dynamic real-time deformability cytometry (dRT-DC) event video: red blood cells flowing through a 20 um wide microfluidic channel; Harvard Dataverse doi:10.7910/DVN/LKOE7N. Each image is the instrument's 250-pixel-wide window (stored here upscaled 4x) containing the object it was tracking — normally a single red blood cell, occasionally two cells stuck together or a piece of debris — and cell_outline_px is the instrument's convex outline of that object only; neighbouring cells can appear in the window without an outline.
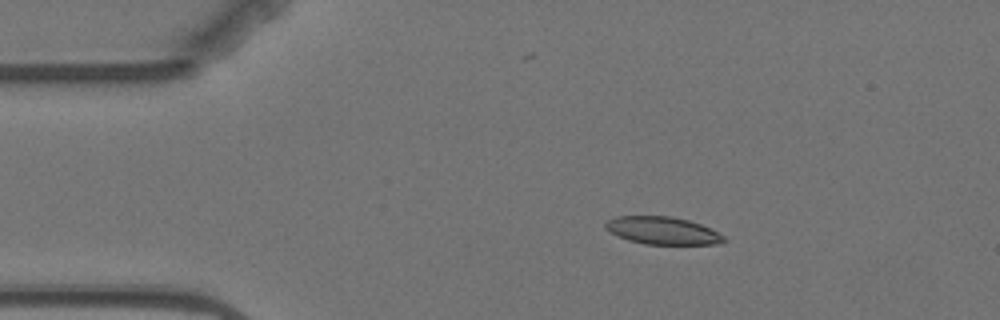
{"species": "Egyptian fruit bat (a non-hibernating species)", "species_latin": "Rousettus aegyptiacus", "temperature_condition": "warm", "stored_images_in_passage": 4, "camera_frame_rate_fps": 3000, "um_per_image_px": 0.085, "animal": {"sex": "female"}, "frame": {"image": 1, "passage_image": 2, "time_ms": 1.333, "image_size_px": [1000, 320], "cell_outline_px": [[728, 240], [720, 244], [644, 244], [628, 240], [604, 228], [604, 224], [608, 220], [616, 216], [672, 216], [688, 220], [700, 224], [724, 236]], "centroid_in_image_um": [56.32, 19.6], "position_along_channel_um": 28.7, "area_um2": 18.9}}
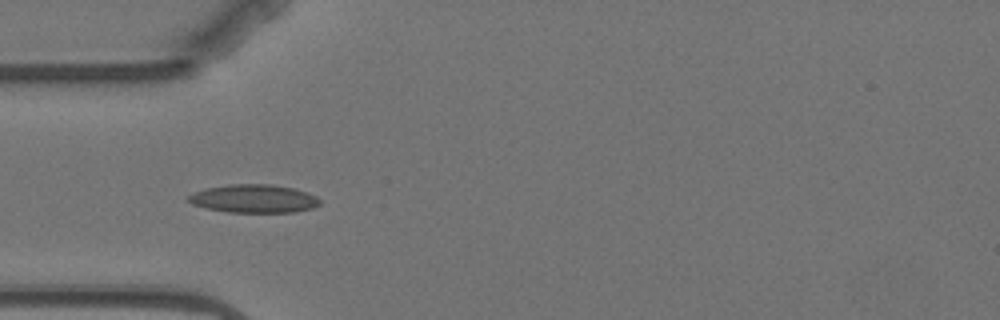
{"frame": {"image": 2, "passage_image": 4, "time_ms": 3.667, "image_size_px": [1000, 320], "cell_outline_px": [[320, 204], [312, 208], [296, 212], [228, 212], [208, 208], [192, 204], [184, 200], [184, 196], [204, 188], [228, 184], [272, 184], [292, 188], [308, 192], [316, 196], [320, 200]], "centroid_in_image_um": [21.53, 16.88], "position_along_channel_um": 63.5, "area_um2": 21.91}}